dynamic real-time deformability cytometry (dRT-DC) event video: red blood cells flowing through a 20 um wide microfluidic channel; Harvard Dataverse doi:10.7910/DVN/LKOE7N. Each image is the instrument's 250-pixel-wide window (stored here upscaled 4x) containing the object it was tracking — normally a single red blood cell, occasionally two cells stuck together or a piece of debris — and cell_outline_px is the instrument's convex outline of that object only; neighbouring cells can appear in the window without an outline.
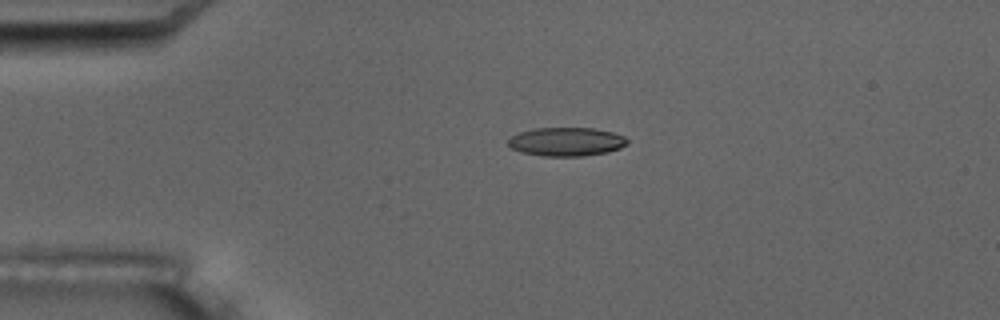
{"species": "common noctule bat (a hibernating species)", "species_latin": "Nyctalus noctula", "temperature_condition": "room temperature", "stored_images_in_passage": 3, "camera_frame_rate_fps": 3000, "um_per_image_px": 0.085, "animal": {"sex": "male", "body_mass_g": 17.5, "forearm_length_mm": 52.3}, "frame": {"image": 1, "passage_image": 2, "time_ms": 2.0, "image_size_px": [1000, 320], "cell_outline_px": [[628, 144], [620, 148], [608, 152], [584, 156], [540, 156], [520, 152], [512, 148], [508, 144], [508, 140], [512, 136], [520, 132], [532, 128], [592, 128], [612, 132], [624, 136], [628, 140]], "centroid_in_image_um": [48.14, 12.05], "position_along_channel_um": 36.9, "area_um2": 20.0}}